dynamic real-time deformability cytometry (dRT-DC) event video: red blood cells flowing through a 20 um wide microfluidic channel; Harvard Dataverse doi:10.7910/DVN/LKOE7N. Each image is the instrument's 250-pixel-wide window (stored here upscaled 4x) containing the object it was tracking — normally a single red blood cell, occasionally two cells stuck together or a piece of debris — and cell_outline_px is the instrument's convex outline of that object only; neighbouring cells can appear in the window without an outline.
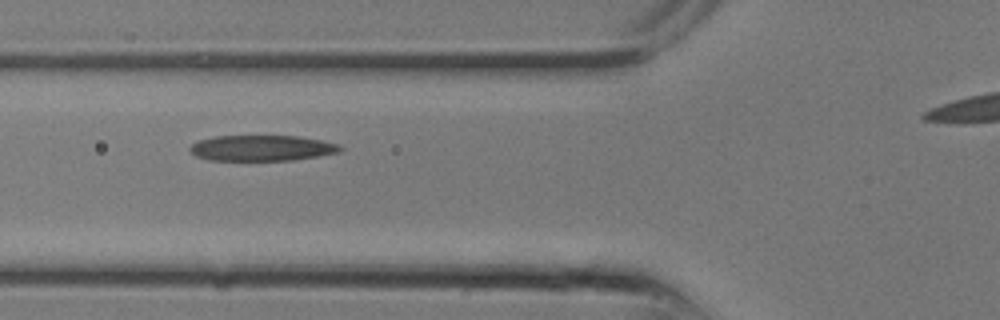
{"species": "common noctule bat (a hibernating species)", "species_latin": "Nyctalus noctula", "temperature_condition": "room temperature", "stored_images_in_passage": 18, "camera_frame_rate_fps": 3000, "um_per_image_px": 0.085, "animal": {"sex": "male", "body_mass_g": 13.3}, "frame": {"image": 1, "passage_image": 3, "time_ms": 0.667, "image_size_px": [1000, 320], "cell_outline_px": [[344, 148], [340, 152], [292, 160], [208, 160], [196, 156], [188, 148], [192, 144], [200, 140], [216, 136], [296, 136], [320, 140], [340, 144]], "centroid_in_image_um": [22.27, 12.58], "position_along_channel_um": 103.5, "area_um2": 22.37}}
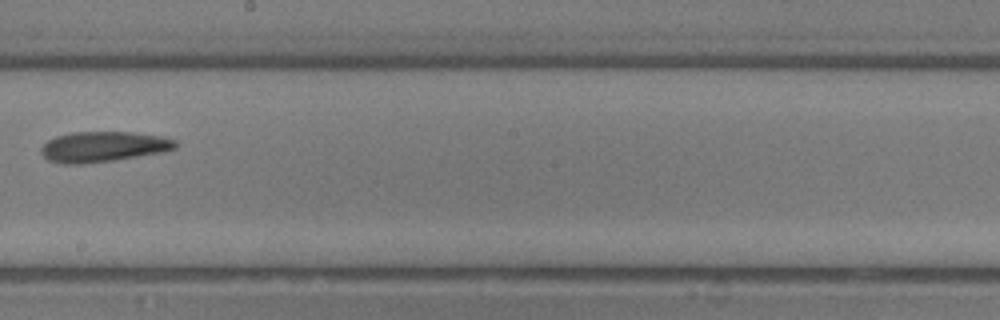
{"frame": {"image": 2, "passage_image": 8, "time_ms": 2.333, "image_size_px": [1000, 320], "cell_outline_px": [[176, 148], [160, 152], [112, 160], [80, 164], [60, 164], [48, 160], [40, 152], [40, 148], [48, 140], [56, 136], [72, 132], [128, 132], [164, 136], [176, 140]], "centroid_in_image_um": [8.73, 12.46], "position_along_channel_um": 239.5, "area_um2": 23.64}}
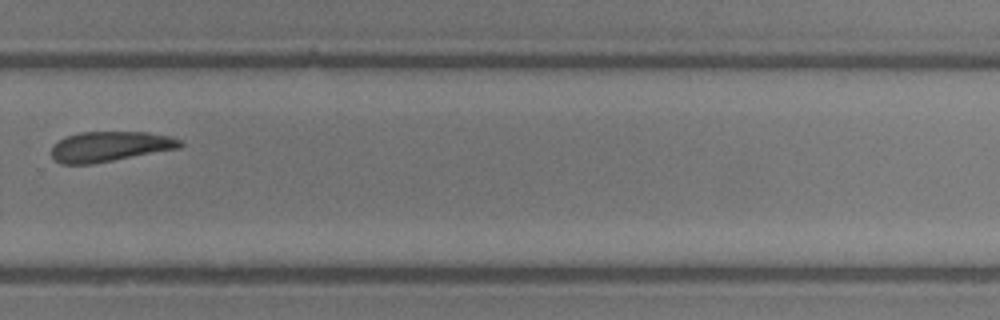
{"frame": {"image": 3, "passage_image": 11, "time_ms": 3.333, "image_size_px": [1000, 320], "cell_outline_px": [[184, 144], [180, 148], [92, 164], [60, 164], [52, 156], [52, 148], [60, 140], [68, 136], [80, 132], [148, 132], [168, 136], [180, 140]], "centroid_in_image_um": [9.36, 12.45], "position_along_channel_um": 320.4, "area_um2": 22.37}}